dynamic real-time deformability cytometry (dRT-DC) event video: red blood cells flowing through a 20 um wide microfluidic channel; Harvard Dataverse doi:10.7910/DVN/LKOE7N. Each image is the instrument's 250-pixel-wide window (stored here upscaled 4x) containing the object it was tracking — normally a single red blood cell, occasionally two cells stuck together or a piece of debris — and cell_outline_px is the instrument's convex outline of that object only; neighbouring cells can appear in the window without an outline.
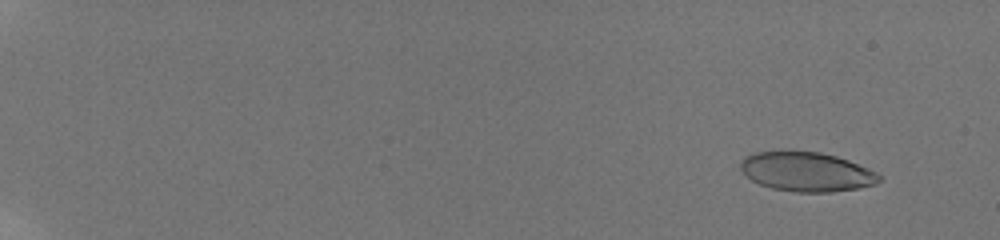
{"species": "human", "species_latin": "Homo sapiens", "temperature_condition": "room temperature", "stored_images_in_passage": 58, "camera_frame_rate_fps": 3000, "um_per_image_px": 0.085, "donor": {"sex": "male"}, "frame": {"image": 1, "passage_image": 6, "time_ms": 1.667, "image_size_px": [1000, 240], "cell_outline_px": [[880, 180], [876, 184], [860, 188], [832, 192], [796, 192], [772, 188], [760, 184], [752, 180], [740, 168], [740, 164], [748, 156], [756, 152], [792, 148], [820, 152], [836, 156], [848, 160], [868, 168], [876, 172], [880, 176]], "centroid_in_image_um": [68.57, 14.57], "position_along_channel_um": 16.4, "area_um2": 32.25}}
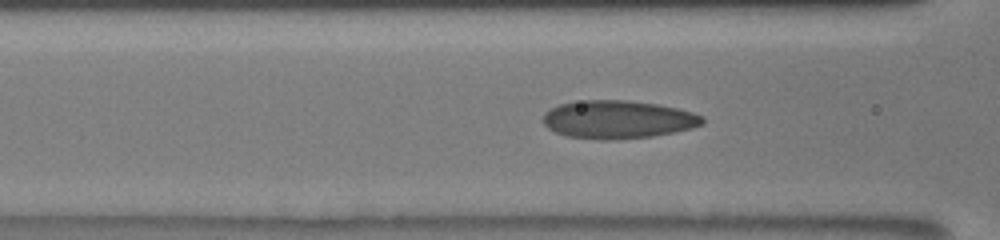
{"frame": {"image": 2, "passage_image": 29, "time_ms": 9.333, "image_size_px": [1000, 240], "cell_outline_px": [[704, 124], [692, 128], [676, 132], [652, 136], [612, 140], [600, 140], [568, 136], [556, 132], [548, 128], [544, 124], [544, 112], [560, 104], [584, 100], [628, 100], [656, 104], [676, 108], [692, 112], [700, 116], [704, 120]], "centroid_in_image_um": [52.53, 10.16], "position_along_channel_um": 114.1, "area_um2": 35.26}}
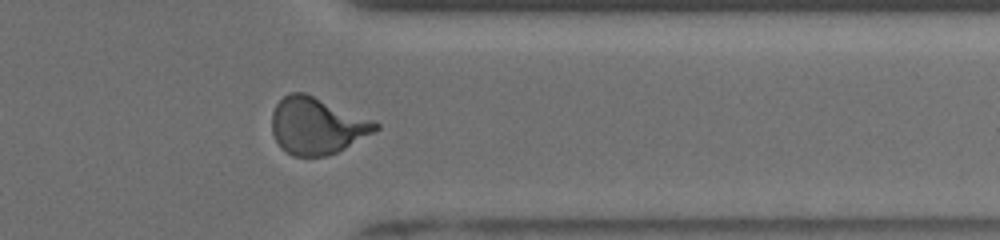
{"frame": {"image": 3, "passage_image": 50, "time_ms": 16.333, "image_size_px": [1000, 240], "cell_outline_px": [[380, 128], [344, 148], [328, 156], [292, 156], [280, 148], [272, 132], [272, 112], [276, 104], [288, 92], [304, 92], [376, 120], [380, 124]], "centroid_in_image_um": [26.93, 10.68], "position_along_channel_um": 384.5, "area_um2": 34.39}, "authors_computed_cell_mechanics": {"area_um2": 33.0616, "velocity_mm_per_s": 3.8724, "shape_relaxation_time_tau1_ms": 7.583, "shape_relaxation_time_tau2_ms": 0.8137, "deformation_change_tau1": 0.2404, "deformation_change_tau2": 0.0754}}